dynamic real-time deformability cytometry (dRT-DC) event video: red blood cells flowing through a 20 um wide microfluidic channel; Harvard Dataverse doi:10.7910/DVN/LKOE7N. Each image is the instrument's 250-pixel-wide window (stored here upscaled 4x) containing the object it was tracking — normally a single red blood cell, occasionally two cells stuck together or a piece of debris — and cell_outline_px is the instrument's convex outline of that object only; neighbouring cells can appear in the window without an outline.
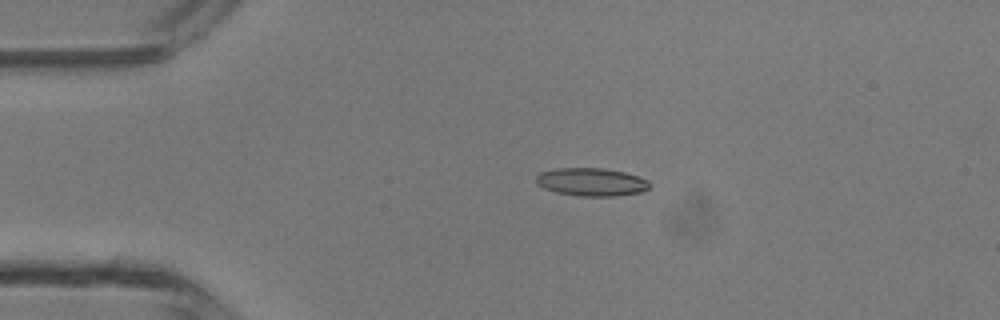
{"species": "common noctule bat (a hibernating species)", "species_latin": "Nyctalus noctula", "temperature_condition": "room temperature", "stored_images_in_passage": 2, "camera_frame_rate_fps": 3000, "um_per_image_px": 0.085, "animal": {"sex": "male", "body_mass_g": 13.3}, "frame": {"image": 1, "passage_image": 2, "time_ms": 0.333, "image_size_px": [1000, 320], "cell_outline_px": [[652, 184], [648, 188], [640, 192], [612, 196], [580, 196], [556, 192], [544, 188], [536, 184], [536, 176], [540, 172], [556, 168], [604, 168], [624, 172], [648, 180]], "centroid_in_image_um": [50.25, 15.46], "position_along_channel_um": 34.8, "area_um2": 18.5}}